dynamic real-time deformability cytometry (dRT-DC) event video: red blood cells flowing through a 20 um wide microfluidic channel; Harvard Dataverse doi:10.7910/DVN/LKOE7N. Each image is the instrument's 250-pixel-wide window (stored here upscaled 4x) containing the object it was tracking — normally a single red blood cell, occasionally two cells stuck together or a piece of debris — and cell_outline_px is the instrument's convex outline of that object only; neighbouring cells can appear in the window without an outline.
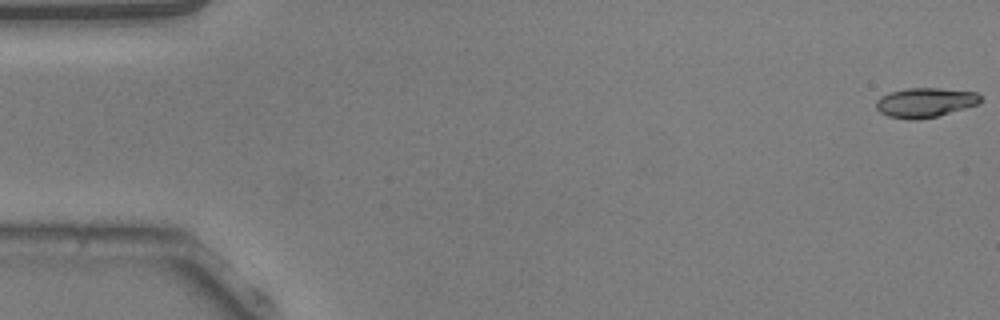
{"species": "common noctule bat (a hibernating species)", "species_latin": "Nyctalus noctula", "temperature_condition": "warm", "stored_images_in_passage": 14, "camera_frame_rate_fps": 3000, "um_per_image_px": 0.085, "animal": {"sex": "male", "body_mass_g": 20.5, "forearm_length_mm": 52.5}, "frame": {"image": 1, "passage_image": 1, "time_ms": 0.0, "image_size_px": [1000, 320], "cell_outline_px": [[984, 100], [980, 104], [936, 116], [916, 120], [908, 120], [888, 116], [880, 112], [876, 108], [876, 100], [880, 96], [888, 92], [908, 88], [940, 88], [976, 92]], "centroid_in_image_um": [78.64, 8.71], "position_along_channel_um": 6.4, "area_um2": 18.15}}
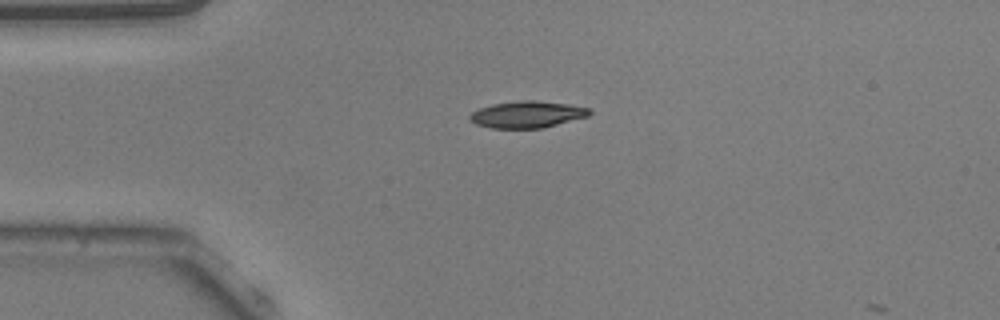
{"frame": {"image": 2, "passage_image": 13, "time_ms": 4.0, "image_size_px": [1000, 320], "cell_outline_px": [[592, 112], [588, 116], [544, 128], [492, 128], [476, 124], [468, 120], [468, 116], [472, 112], [480, 108], [492, 104], [520, 100], [532, 100], [568, 104], [592, 108]], "centroid_in_image_um": [44.81, 9.73], "position_along_channel_um": 40.2, "area_um2": 18.73}}